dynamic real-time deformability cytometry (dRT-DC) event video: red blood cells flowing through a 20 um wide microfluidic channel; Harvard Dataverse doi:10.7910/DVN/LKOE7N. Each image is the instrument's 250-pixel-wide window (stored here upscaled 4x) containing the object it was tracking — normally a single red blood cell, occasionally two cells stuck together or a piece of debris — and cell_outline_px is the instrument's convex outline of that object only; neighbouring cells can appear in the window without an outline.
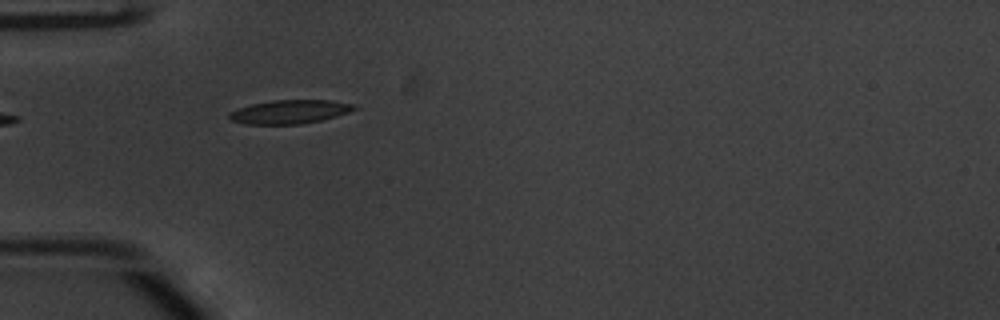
{"species": "common noctule bat (a hibernating species)", "species_latin": "Nyctalus noctula", "temperature_condition": "warm", "stored_images_in_passage": 5, "camera_frame_rate_fps": 3000, "um_per_image_px": 0.085, "animal": {"sex": "male", "body_mass_g": 20.1, "forearm_length_mm": 53.5}, "frame": {"image": 1, "passage_image": 2, "time_ms": 0.333, "image_size_px": [1000, 320], "cell_outline_px": [[356, 108], [348, 112], [336, 116], [320, 120], [300, 124], [244, 124], [232, 120], [228, 116], [232, 112], [240, 108], [252, 104], [272, 100], [328, 100], [352, 104]], "centroid_in_image_um": [24.61, 9.5], "position_along_channel_um": 60.4, "area_um2": 16.88}}